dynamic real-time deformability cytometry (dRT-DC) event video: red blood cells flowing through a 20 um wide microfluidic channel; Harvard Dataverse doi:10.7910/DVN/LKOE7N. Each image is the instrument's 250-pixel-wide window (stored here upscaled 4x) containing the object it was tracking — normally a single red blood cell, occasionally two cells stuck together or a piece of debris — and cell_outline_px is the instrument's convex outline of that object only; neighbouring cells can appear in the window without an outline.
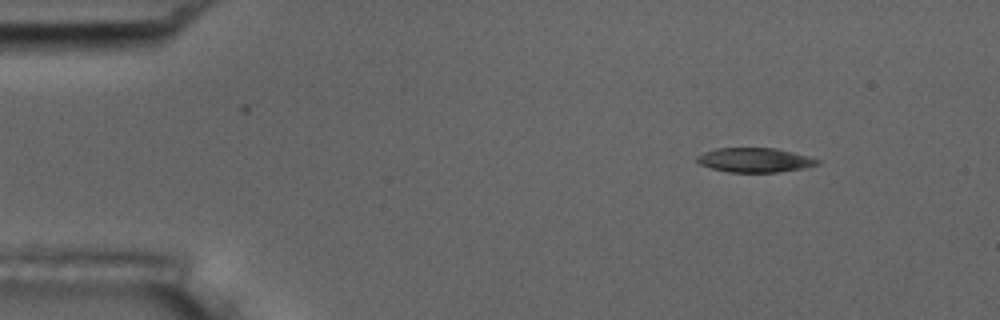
{"species": "common noctule bat (a hibernating species)", "species_latin": "Nyctalus noctula", "temperature_condition": "room temperature", "stored_images_in_passage": 7, "camera_frame_rate_fps": 3000, "um_per_image_px": 0.085, "animal": {"sex": "male", "body_mass_g": 17.5, "forearm_length_mm": 52.3}, "frame": {"image": 1, "passage_image": 1, "time_ms": 0.0, "image_size_px": [1000, 320], "cell_outline_px": [[820, 164], [800, 168], [776, 172], [728, 172], [712, 168], [700, 164], [696, 160], [696, 156], [704, 152], [716, 148], [776, 148], [808, 156], [820, 160]], "centroid_in_image_um": [64.13, 13.6], "position_along_channel_um": 20.9, "area_um2": 16.94}}
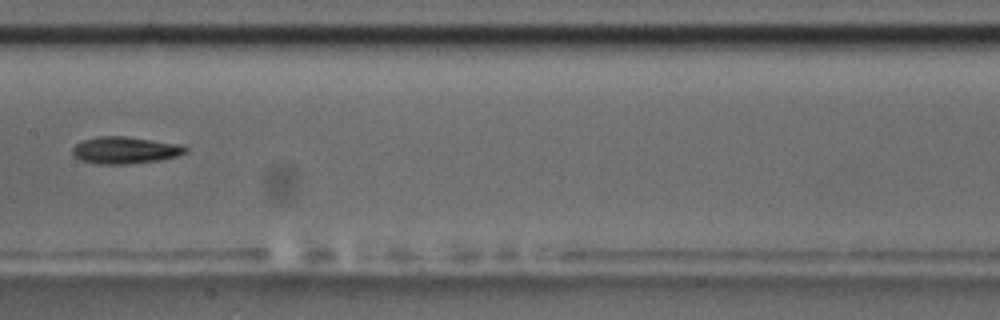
{"frame": {"image": 2, "passage_image": 7, "time_ms": 7.0, "image_size_px": [1000, 320], "cell_outline_px": [[188, 152], [164, 160], [128, 164], [96, 164], [80, 160], [72, 152], [72, 148], [76, 144], [84, 140], [100, 136], [124, 136], [184, 144], [188, 148]], "centroid_in_image_um": [10.7, 12.77], "position_along_channel_um": 196.7, "area_um2": 17.98}}